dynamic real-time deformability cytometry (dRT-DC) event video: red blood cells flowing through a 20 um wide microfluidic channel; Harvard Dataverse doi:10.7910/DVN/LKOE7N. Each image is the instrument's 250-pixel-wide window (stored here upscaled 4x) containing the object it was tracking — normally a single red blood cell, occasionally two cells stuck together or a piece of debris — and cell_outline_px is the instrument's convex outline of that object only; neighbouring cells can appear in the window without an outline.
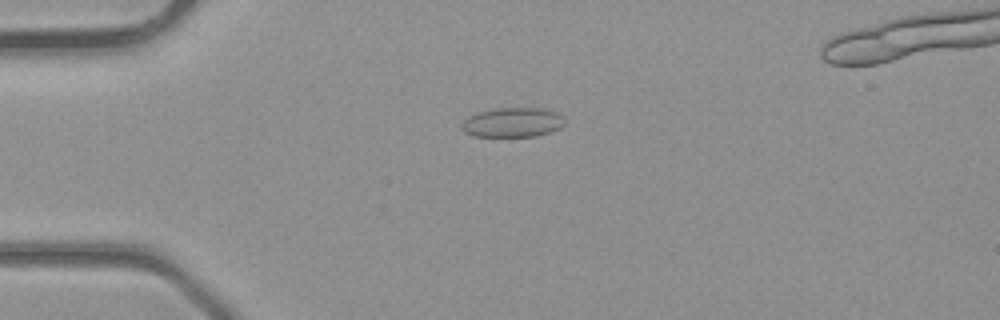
{"species": "common noctule bat (a hibernating species)", "species_latin": "Nyctalus noctula", "temperature_condition": "room temperature", "stored_images_in_passage": 31, "camera_frame_rate_fps": 3000, "um_per_image_px": 0.085, "animal": {"sex": "male", "body_mass_g": 23.1, "forearm_length_mm": 52.7}, "frame": {"image": 1, "passage_image": 3, "time_ms": 0.667, "image_size_px": [1000, 320], "cell_outline_px": [[564, 124], [560, 128], [552, 132], [536, 136], [472, 136], [464, 132], [460, 128], [460, 124], [468, 116], [480, 112], [496, 108], [540, 108], [556, 112], [564, 116]], "centroid_in_image_um": [43.57, 10.41], "position_along_channel_um": 41.4, "area_um2": 17.86}}
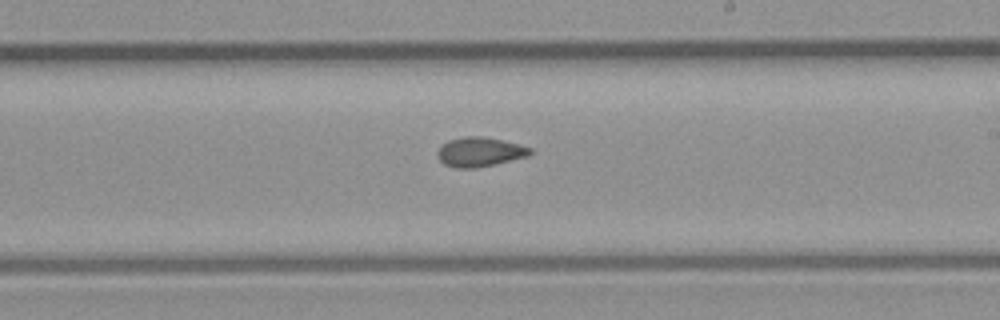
{"frame": {"image": 2, "passage_image": 16, "time_ms": 5.0, "image_size_px": [1000, 320], "cell_outline_px": [[532, 152], [528, 156], [496, 164], [476, 168], [456, 168], [444, 164], [440, 160], [436, 152], [448, 140], [464, 136], [480, 136], [500, 140], [532, 148]], "centroid_in_image_um": [40.76, 12.92], "position_along_channel_um": 248.2, "area_um2": 15.72}}
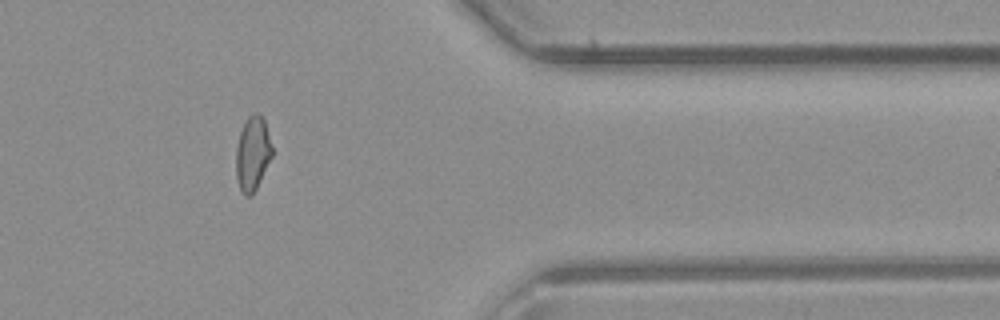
{"frame": {"image": 3, "passage_image": 25, "time_ms": 8.0, "image_size_px": [1000, 320], "cell_outline_px": [[272, 156], [252, 196], [244, 196], [240, 192], [236, 176], [236, 148], [240, 132], [248, 116], [256, 112], [264, 120], [272, 148]], "centroid_in_image_um": [21.45, 13.09], "position_along_channel_um": 390.0, "area_um2": 15.43}}